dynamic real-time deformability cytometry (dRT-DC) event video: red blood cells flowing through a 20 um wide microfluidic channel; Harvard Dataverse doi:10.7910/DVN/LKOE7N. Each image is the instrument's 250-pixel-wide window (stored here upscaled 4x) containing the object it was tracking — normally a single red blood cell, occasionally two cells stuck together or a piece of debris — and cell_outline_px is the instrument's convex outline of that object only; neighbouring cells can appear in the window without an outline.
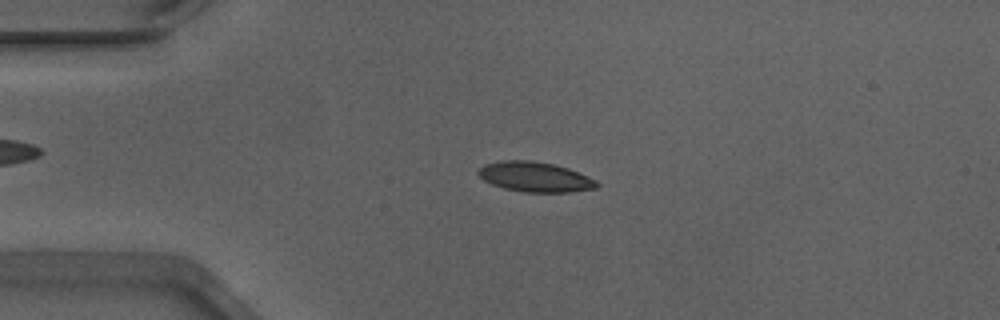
{"species": "Egyptian fruit bat (a non-hibernating species)", "species_latin": "Rousettus aegyptiacus", "temperature_condition": "warm", "stored_images_in_passage": 52, "camera_frame_rate_fps": 3000, "um_per_image_px": 0.085, "animal": {"sex": "male"}, "frame": {"image": 1, "passage_image": 12, "time_ms": 3.667, "image_size_px": [1000, 320], "cell_outline_px": [[600, 184], [596, 188], [572, 192], [524, 192], [504, 188], [492, 184], [484, 180], [476, 172], [484, 164], [500, 160], [532, 160], [552, 164], [568, 168], [588, 176], [596, 180]], "centroid_in_image_um": [45.48, 15.03], "position_along_channel_um": 39.5, "area_um2": 20.75}}
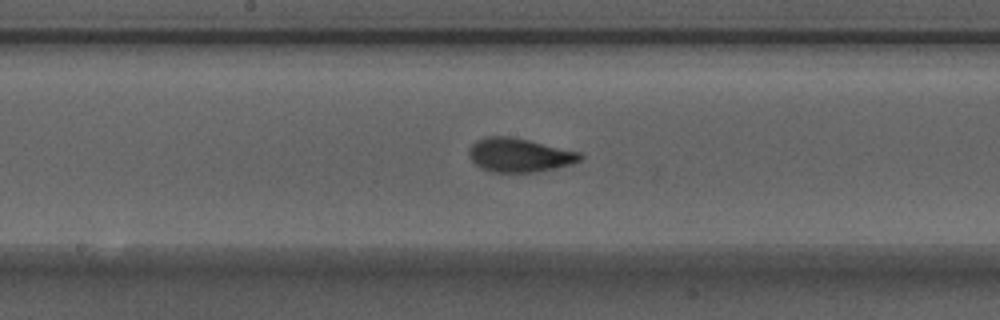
{"frame": {"image": 2, "passage_image": 27, "time_ms": 8.667, "image_size_px": [1000, 320], "cell_outline_px": [[584, 156], [580, 160], [572, 164], [536, 172], [492, 172], [480, 168], [468, 156], [468, 152], [472, 144], [476, 140], [484, 136], [508, 136], [528, 140], [580, 152]], "centroid_in_image_um": [44.12, 13.18], "position_along_channel_um": 204.1, "area_um2": 21.91}}
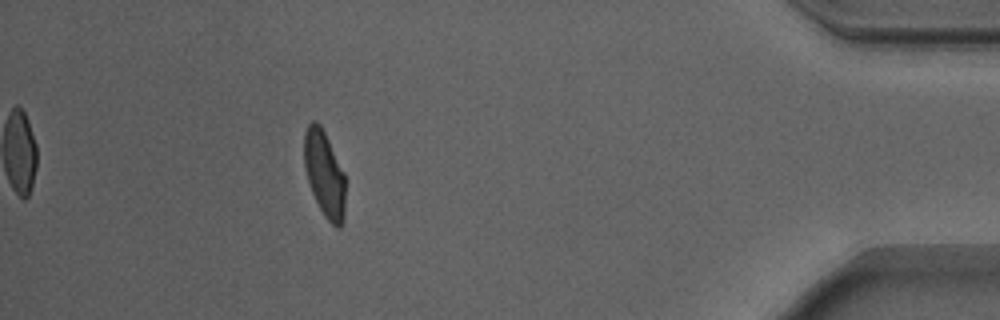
{"frame": {"image": 3, "passage_image": 47, "time_ms": 15.333, "image_size_px": [1000, 320], "cell_outline_px": [[344, 220], [340, 228], [336, 228], [324, 216], [312, 192], [304, 168], [304, 132], [308, 124], [312, 120], [316, 120], [320, 124], [344, 172]], "centroid_in_image_um": [27.56, 14.77], "position_along_channel_um": 407.6, "area_um2": 20.52}, "authors_computed_cell_mechanics": {"area_um2": 21.1259, "velocity_mm_per_s": 3.8857, "shape_relaxation_time_tau1_ms": 3.1418, "shape_relaxation_time_tau2_ms": 0.829, "deformation_change_tau1": 0.1584, "deformation_change_tau2": 0.0751}}